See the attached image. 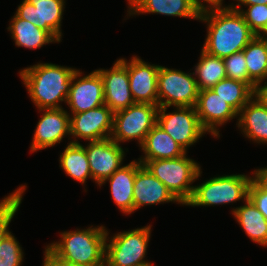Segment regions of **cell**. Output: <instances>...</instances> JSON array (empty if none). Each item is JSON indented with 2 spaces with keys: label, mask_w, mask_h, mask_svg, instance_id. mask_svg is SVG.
Wrapping results in <instances>:
<instances>
[{
  "label": "cell",
  "mask_w": 267,
  "mask_h": 266,
  "mask_svg": "<svg viewBox=\"0 0 267 266\" xmlns=\"http://www.w3.org/2000/svg\"><path fill=\"white\" fill-rule=\"evenodd\" d=\"M199 20L207 24L203 51L225 58L243 49L256 36L242 14L229 6L201 9Z\"/></svg>",
  "instance_id": "1"
},
{
  "label": "cell",
  "mask_w": 267,
  "mask_h": 266,
  "mask_svg": "<svg viewBox=\"0 0 267 266\" xmlns=\"http://www.w3.org/2000/svg\"><path fill=\"white\" fill-rule=\"evenodd\" d=\"M76 68L37 63L21 69L19 75L32 102L39 109L62 108L67 102Z\"/></svg>",
  "instance_id": "2"
},
{
  "label": "cell",
  "mask_w": 267,
  "mask_h": 266,
  "mask_svg": "<svg viewBox=\"0 0 267 266\" xmlns=\"http://www.w3.org/2000/svg\"><path fill=\"white\" fill-rule=\"evenodd\" d=\"M61 232L60 241L47 246L60 258L80 266H105V226Z\"/></svg>",
  "instance_id": "3"
},
{
  "label": "cell",
  "mask_w": 267,
  "mask_h": 266,
  "mask_svg": "<svg viewBox=\"0 0 267 266\" xmlns=\"http://www.w3.org/2000/svg\"><path fill=\"white\" fill-rule=\"evenodd\" d=\"M185 205L191 198L193 184L202 174L201 166L187 153L174 159L138 160Z\"/></svg>",
  "instance_id": "4"
},
{
  "label": "cell",
  "mask_w": 267,
  "mask_h": 266,
  "mask_svg": "<svg viewBox=\"0 0 267 266\" xmlns=\"http://www.w3.org/2000/svg\"><path fill=\"white\" fill-rule=\"evenodd\" d=\"M252 177L245 174H231L207 179L194 186L190 200L186 206H214L245 201L248 198Z\"/></svg>",
  "instance_id": "5"
},
{
  "label": "cell",
  "mask_w": 267,
  "mask_h": 266,
  "mask_svg": "<svg viewBox=\"0 0 267 266\" xmlns=\"http://www.w3.org/2000/svg\"><path fill=\"white\" fill-rule=\"evenodd\" d=\"M105 241V266H132L150 263L145 260L151 236V225L118 232ZM110 238V240H109ZM109 242V243H108Z\"/></svg>",
  "instance_id": "6"
},
{
  "label": "cell",
  "mask_w": 267,
  "mask_h": 266,
  "mask_svg": "<svg viewBox=\"0 0 267 266\" xmlns=\"http://www.w3.org/2000/svg\"><path fill=\"white\" fill-rule=\"evenodd\" d=\"M158 105L161 107H195L199 88L194 73L161 66L158 73Z\"/></svg>",
  "instance_id": "7"
},
{
  "label": "cell",
  "mask_w": 267,
  "mask_h": 266,
  "mask_svg": "<svg viewBox=\"0 0 267 266\" xmlns=\"http://www.w3.org/2000/svg\"><path fill=\"white\" fill-rule=\"evenodd\" d=\"M159 105L135 103L114 113L111 139L118 144L136 139L139 146L157 123Z\"/></svg>",
  "instance_id": "8"
},
{
  "label": "cell",
  "mask_w": 267,
  "mask_h": 266,
  "mask_svg": "<svg viewBox=\"0 0 267 266\" xmlns=\"http://www.w3.org/2000/svg\"><path fill=\"white\" fill-rule=\"evenodd\" d=\"M168 108L158 107L157 124L187 152L207 132L199 122L195 107H175L176 110L167 113Z\"/></svg>",
  "instance_id": "9"
},
{
  "label": "cell",
  "mask_w": 267,
  "mask_h": 266,
  "mask_svg": "<svg viewBox=\"0 0 267 266\" xmlns=\"http://www.w3.org/2000/svg\"><path fill=\"white\" fill-rule=\"evenodd\" d=\"M114 112L102 105L78 114L70 115V143L80 144L78 139L85 141H97L111 138L113 131Z\"/></svg>",
  "instance_id": "10"
},
{
  "label": "cell",
  "mask_w": 267,
  "mask_h": 266,
  "mask_svg": "<svg viewBox=\"0 0 267 266\" xmlns=\"http://www.w3.org/2000/svg\"><path fill=\"white\" fill-rule=\"evenodd\" d=\"M65 0H23L15 15L47 31L57 42L62 38Z\"/></svg>",
  "instance_id": "11"
},
{
  "label": "cell",
  "mask_w": 267,
  "mask_h": 266,
  "mask_svg": "<svg viewBox=\"0 0 267 266\" xmlns=\"http://www.w3.org/2000/svg\"><path fill=\"white\" fill-rule=\"evenodd\" d=\"M82 146L86 150L92 180L97 185H100L122 166L126 153L121 144L111 138L89 141L86 146Z\"/></svg>",
  "instance_id": "12"
},
{
  "label": "cell",
  "mask_w": 267,
  "mask_h": 266,
  "mask_svg": "<svg viewBox=\"0 0 267 266\" xmlns=\"http://www.w3.org/2000/svg\"><path fill=\"white\" fill-rule=\"evenodd\" d=\"M66 104L71 110L70 114H78L104 105V88L100 74L94 70L84 76L77 69L72 75Z\"/></svg>",
  "instance_id": "13"
},
{
  "label": "cell",
  "mask_w": 267,
  "mask_h": 266,
  "mask_svg": "<svg viewBox=\"0 0 267 266\" xmlns=\"http://www.w3.org/2000/svg\"><path fill=\"white\" fill-rule=\"evenodd\" d=\"M103 81L104 103L114 113L135 104L129 87L128 61L119 58L109 70L96 69Z\"/></svg>",
  "instance_id": "14"
},
{
  "label": "cell",
  "mask_w": 267,
  "mask_h": 266,
  "mask_svg": "<svg viewBox=\"0 0 267 266\" xmlns=\"http://www.w3.org/2000/svg\"><path fill=\"white\" fill-rule=\"evenodd\" d=\"M43 111V113H42ZM42 113L34 130L30 152L54 147L70 136V114L64 108L39 109Z\"/></svg>",
  "instance_id": "15"
},
{
  "label": "cell",
  "mask_w": 267,
  "mask_h": 266,
  "mask_svg": "<svg viewBox=\"0 0 267 266\" xmlns=\"http://www.w3.org/2000/svg\"><path fill=\"white\" fill-rule=\"evenodd\" d=\"M195 108L202 128L216 138L220 137L218 127L238 116V113L212 89L199 91Z\"/></svg>",
  "instance_id": "16"
},
{
  "label": "cell",
  "mask_w": 267,
  "mask_h": 266,
  "mask_svg": "<svg viewBox=\"0 0 267 266\" xmlns=\"http://www.w3.org/2000/svg\"><path fill=\"white\" fill-rule=\"evenodd\" d=\"M160 65L149 64L134 55L128 62L129 87L135 103L158 105Z\"/></svg>",
  "instance_id": "17"
},
{
  "label": "cell",
  "mask_w": 267,
  "mask_h": 266,
  "mask_svg": "<svg viewBox=\"0 0 267 266\" xmlns=\"http://www.w3.org/2000/svg\"><path fill=\"white\" fill-rule=\"evenodd\" d=\"M134 211L147 205L173 202L181 204L169 189L144 165L136 172L133 186Z\"/></svg>",
  "instance_id": "18"
},
{
  "label": "cell",
  "mask_w": 267,
  "mask_h": 266,
  "mask_svg": "<svg viewBox=\"0 0 267 266\" xmlns=\"http://www.w3.org/2000/svg\"><path fill=\"white\" fill-rule=\"evenodd\" d=\"M128 16L162 14L199 20L201 8L193 0H127Z\"/></svg>",
  "instance_id": "19"
},
{
  "label": "cell",
  "mask_w": 267,
  "mask_h": 266,
  "mask_svg": "<svg viewBox=\"0 0 267 266\" xmlns=\"http://www.w3.org/2000/svg\"><path fill=\"white\" fill-rule=\"evenodd\" d=\"M141 166L139 161L133 160L122 165L99 185L101 187L107 181L110 183L111 196L123 214L134 213L133 186L136 172Z\"/></svg>",
  "instance_id": "20"
},
{
  "label": "cell",
  "mask_w": 267,
  "mask_h": 266,
  "mask_svg": "<svg viewBox=\"0 0 267 266\" xmlns=\"http://www.w3.org/2000/svg\"><path fill=\"white\" fill-rule=\"evenodd\" d=\"M237 127L246 138L258 144H267V107L252 97L240 110Z\"/></svg>",
  "instance_id": "21"
},
{
  "label": "cell",
  "mask_w": 267,
  "mask_h": 266,
  "mask_svg": "<svg viewBox=\"0 0 267 266\" xmlns=\"http://www.w3.org/2000/svg\"><path fill=\"white\" fill-rule=\"evenodd\" d=\"M140 147L144 156H141L138 160L174 159L187 153L157 123L148 132Z\"/></svg>",
  "instance_id": "22"
},
{
  "label": "cell",
  "mask_w": 267,
  "mask_h": 266,
  "mask_svg": "<svg viewBox=\"0 0 267 266\" xmlns=\"http://www.w3.org/2000/svg\"><path fill=\"white\" fill-rule=\"evenodd\" d=\"M244 205L233 208L232 214L251 241L267 246V220L247 198Z\"/></svg>",
  "instance_id": "23"
},
{
  "label": "cell",
  "mask_w": 267,
  "mask_h": 266,
  "mask_svg": "<svg viewBox=\"0 0 267 266\" xmlns=\"http://www.w3.org/2000/svg\"><path fill=\"white\" fill-rule=\"evenodd\" d=\"M7 29L17 47L38 49L46 44L57 42L47 31L16 15L11 19Z\"/></svg>",
  "instance_id": "24"
},
{
  "label": "cell",
  "mask_w": 267,
  "mask_h": 266,
  "mask_svg": "<svg viewBox=\"0 0 267 266\" xmlns=\"http://www.w3.org/2000/svg\"><path fill=\"white\" fill-rule=\"evenodd\" d=\"M59 167L74 180L85 184L88 178L92 179L86 150L82 144L68 143L59 157Z\"/></svg>",
  "instance_id": "25"
},
{
  "label": "cell",
  "mask_w": 267,
  "mask_h": 266,
  "mask_svg": "<svg viewBox=\"0 0 267 266\" xmlns=\"http://www.w3.org/2000/svg\"><path fill=\"white\" fill-rule=\"evenodd\" d=\"M249 78L257 85L267 80V41L255 36L243 49Z\"/></svg>",
  "instance_id": "26"
},
{
  "label": "cell",
  "mask_w": 267,
  "mask_h": 266,
  "mask_svg": "<svg viewBox=\"0 0 267 266\" xmlns=\"http://www.w3.org/2000/svg\"><path fill=\"white\" fill-rule=\"evenodd\" d=\"M200 59L195 65L194 76L199 90L211 89L227 78L223 58L211 56L201 49Z\"/></svg>",
  "instance_id": "27"
},
{
  "label": "cell",
  "mask_w": 267,
  "mask_h": 266,
  "mask_svg": "<svg viewBox=\"0 0 267 266\" xmlns=\"http://www.w3.org/2000/svg\"><path fill=\"white\" fill-rule=\"evenodd\" d=\"M237 113L254 96V91L241 81L225 78L211 88Z\"/></svg>",
  "instance_id": "28"
},
{
  "label": "cell",
  "mask_w": 267,
  "mask_h": 266,
  "mask_svg": "<svg viewBox=\"0 0 267 266\" xmlns=\"http://www.w3.org/2000/svg\"><path fill=\"white\" fill-rule=\"evenodd\" d=\"M26 187V184L19 186L0 201V243L11 232L9 225L22 203Z\"/></svg>",
  "instance_id": "29"
},
{
  "label": "cell",
  "mask_w": 267,
  "mask_h": 266,
  "mask_svg": "<svg viewBox=\"0 0 267 266\" xmlns=\"http://www.w3.org/2000/svg\"><path fill=\"white\" fill-rule=\"evenodd\" d=\"M227 78L246 83L253 91L256 84L249 78L244 51L233 53L223 58Z\"/></svg>",
  "instance_id": "30"
},
{
  "label": "cell",
  "mask_w": 267,
  "mask_h": 266,
  "mask_svg": "<svg viewBox=\"0 0 267 266\" xmlns=\"http://www.w3.org/2000/svg\"><path fill=\"white\" fill-rule=\"evenodd\" d=\"M247 10H237L244 17L245 22L250 27L251 31L256 36L261 34L267 28V4H256V5H244Z\"/></svg>",
  "instance_id": "31"
},
{
  "label": "cell",
  "mask_w": 267,
  "mask_h": 266,
  "mask_svg": "<svg viewBox=\"0 0 267 266\" xmlns=\"http://www.w3.org/2000/svg\"><path fill=\"white\" fill-rule=\"evenodd\" d=\"M20 243L10 232L0 243V258L7 260H23L24 252Z\"/></svg>",
  "instance_id": "32"
},
{
  "label": "cell",
  "mask_w": 267,
  "mask_h": 266,
  "mask_svg": "<svg viewBox=\"0 0 267 266\" xmlns=\"http://www.w3.org/2000/svg\"><path fill=\"white\" fill-rule=\"evenodd\" d=\"M248 198L267 220V193L263 191L253 180L249 185Z\"/></svg>",
  "instance_id": "33"
},
{
  "label": "cell",
  "mask_w": 267,
  "mask_h": 266,
  "mask_svg": "<svg viewBox=\"0 0 267 266\" xmlns=\"http://www.w3.org/2000/svg\"><path fill=\"white\" fill-rule=\"evenodd\" d=\"M42 266H80L65 261L57 256L48 246H45L44 261Z\"/></svg>",
  "instance_id": "34"
},
{
  "label": "cell",
  "mask_w": 267,
  "mask_h": 266,
  "mask_svg": "<svg viewBox=\"0 0 267 266\" xmlns=\"http://www.w3.org/2000/svg\"><path fill=\"white\" fill-rule=\"evenodd\" d=\"M252 180L267 193V167L254 170Z\"/></svg>",
  "instance_id": "35"
},
{
  "label": "cell",
  "mask_w": 267,
  "mask_h": 266,
  "mask_svg": "<svg viewBox=\"0 0 267 266\" xmlns=\"http://www.w3.org/2000/svg\"><path fill=\"white\" fill-rule=\"evenodd\" d=\"M254 97H256L265 107H267V82L258 83L254 90Z\"/></svg>",
  "instance_id": "36"
},
{
  "label": "cell",
  "mask_w": 267,
  "mask_h": 266,
  "mask_svg": "<svg viewBox=\"0 0 267 266\" xmlns=\"http://www.w3.org/2000/svg\"><path fill=\"white\" fill-rule=\"evenodd\" d=\"M236 2H238L236 3V5H234V3H231L227 6L231 7L234 10H242V5L267 4V0H237Z\"/></svg>",
  "instance_id": "37"
},
{
  "label": "cell",
  "mask_w": 267,
  "mask_h": 266,
  "mask_svg": "<svg viewBox=\"0 0 267 266\" xmlns=\"http://www.w3.org/2000/svg\"><path fill=\"white\" fill-rule=\"evenodd\" d=\"M201 9L208 7L226 6L223 4L224 0H193ZM206 3V4H205Z\"/></svg>",
  "instance_id": "38"
},
{
  "label": "cell",
  "mask_w": 267,
  "mask_h": 266,
  "mask_svg": "<svg viewBox=\"0 0 267 266\" xmlns=\"http://www.w3.org/2000/svg\"><path fill=\"white\" fill-rule=\"evenodd\" d=\"M23 260H7L0 258V266H21Z\"/></svg>",
  "instance_id": "39"
},
{
  "label": "cell",
  "mask_w": 267,
  "mask_h": 266,
  "mask_svg": "<svg viewBox=\"0 0 267 266\" xmlns=\"http://www.w3.org/2000/svg\"><path fill=\"white\" fill-rule=\"evenodd\" d=\"M261 37H262L265 41H267V28H266V30L261 34Z\"/></svg>",
  "instance_id": "40"
},
{
  "label": "cell",
  "mask_w": 267,
  "mask_h": 266,
  "mask_svg": "<svg viewBox=\"0 0 267 266\" xmlns=\"http://www.w3.org/2000/svg\"><path fill=\"white\" fill-rule=\"evenodd\" d=\"M132 266H153L152 263H143V264H137V265H132Z\"/></svg>",
  "instance_id": "41"
}]
</instances>
